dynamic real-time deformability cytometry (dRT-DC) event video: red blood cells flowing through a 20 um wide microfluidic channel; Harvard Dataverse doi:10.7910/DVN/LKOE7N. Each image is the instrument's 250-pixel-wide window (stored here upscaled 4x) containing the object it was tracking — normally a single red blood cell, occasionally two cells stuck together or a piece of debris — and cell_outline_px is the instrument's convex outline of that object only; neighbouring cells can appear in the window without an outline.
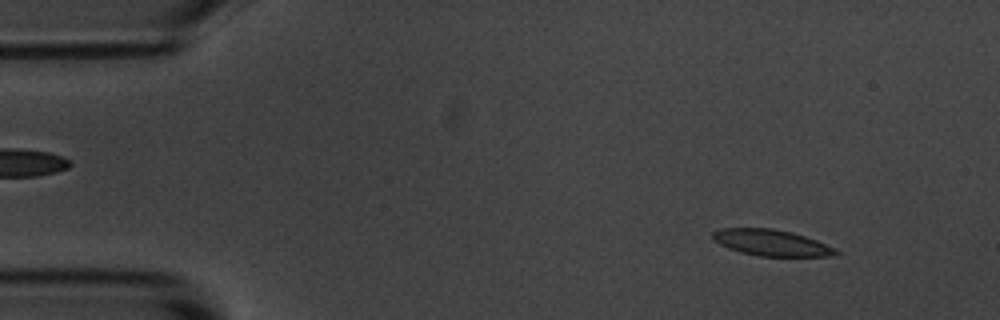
{"species": "common noctule bat (a hibernating species)", "species_latin": "Nyctalus noctula", "temperature_condition": "room temperature", "stored_images_in_passage": 55, "camera_frame_rate_fps": 3000, "um_per_image_px": 0.085, "animal": {"sex": "male", "body_mass_g": 20.1, "forearm_length_mm": 53.5}, "frame": {"image": 1, "passage_image": 6, "time_ms": 1.667, "image_size_px": [1000, 320], "cell_outline_px": [[840, 252], [832, 256], [760, 256], [740, 252], [728, 248], [712, 240], [712, 232], [720, 228], [772, 228], [792, 232], [816, 240], [836, 248]], "centroid_in_image_um": [65.55, 20.63], "position_along_channel_um": 19.5, "area_um2": 18.84}}
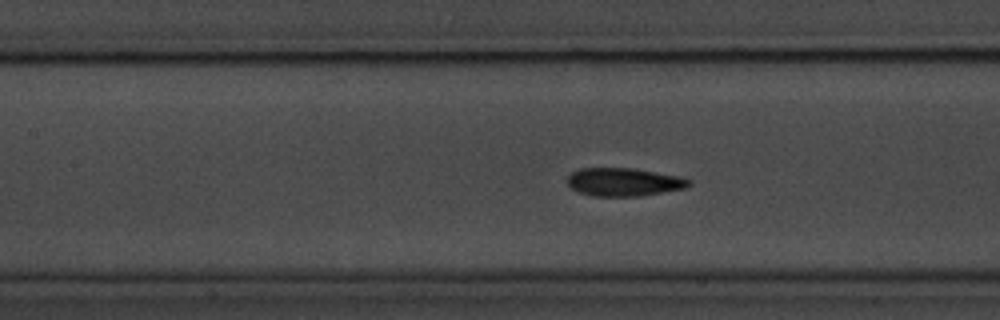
{"frame": {"image": 2, "passage_image": 24, "time_ms": 7.667, "image_size_px": [1000, 320], "cell_outline_px": [[692, 184], [684, 188], [640, 196], [592, 196], [580, 192], [572, 188], [568, 184], [568, 176], [572, 172], [580, 168], [632, 168], [680, 176], [692, 180]], "centroid_in_image_um": [53.04, 15.46], "position_along_channel_um": 154.4, "area_um2": 19.88}}
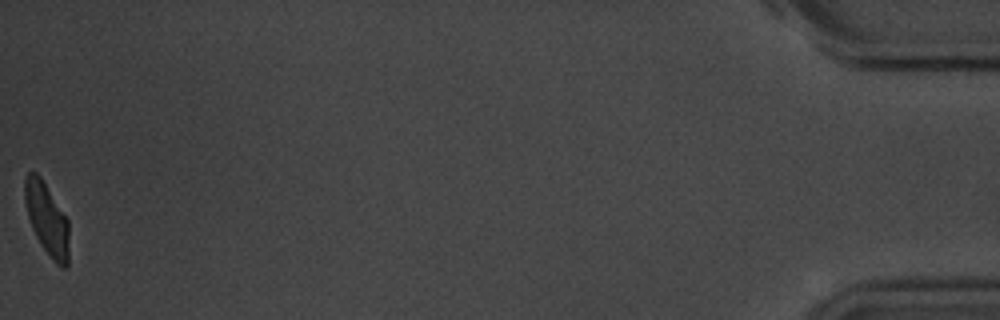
{"frame": {"image": 3, "passage_image": 55, "time_ms": 18.0, "image_size_px": [1000, 320], "cell_outline_px": [[68, 264], [64, 268], [56, 264], [52, 260], [40, 244], [32, 228], [28, 216], [24, 200], [24, 176], [28, 172], [36, 172], [40, 176], [68, 220]], "centroid_in_image_um": [3.96, 18.61], "position_along_channel_um": 431.2, "area_um2": 18.5}, "authors_computed_cell_mechanics": {"area_um2": 19.5364, "velocity_mm_per_s": 3.65, "shape_relaxation_time_tau1_ms": 3.4184, "shape_relaxation_time_tau2_ms": 1.3356, "deformation_change_tau1": 0.137, "deformation_change_tau2": 0.0843}}